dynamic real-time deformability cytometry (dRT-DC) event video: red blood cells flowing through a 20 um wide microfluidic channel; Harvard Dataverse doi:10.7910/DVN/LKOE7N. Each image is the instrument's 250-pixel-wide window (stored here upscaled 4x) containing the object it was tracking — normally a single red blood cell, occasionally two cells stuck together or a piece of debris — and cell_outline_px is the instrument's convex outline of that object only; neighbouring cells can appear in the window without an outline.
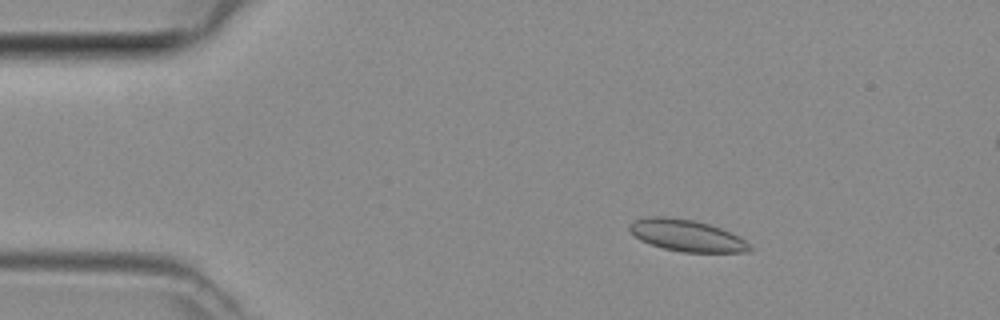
{"species": "common noctule bat (a hibernating species)", "species_latin": "Nyctalus noctula", "temperature_condition": "room temperature", "stored_images_in_passage": 48, "segment_of_instrument_passage": [1, 2], "camera_frame_rate_fps": 3000, "um_per_image_px": 0.085, "animal": {"sex": "female", "body_mass_g": 29.2, "forearm_length_mm": 56.3}, "frame": {"image": 1, "passage_image": 8, "time_ms": 2.333, "image_size_px": [1000, 320], "cell_outline_px": [[756, 248], [752, 252], [680, 252], [664, 248], [640, 240], [628, 228], [628, 224], [636, 220], [648, 216], [668, 216], [692, 220], [708, 224], [720, 228], [740, 236]], "centroid_in_image_um": [58.43, 20.02], "position_along_channel_um": 26.6, "area_um2": 22.31}}
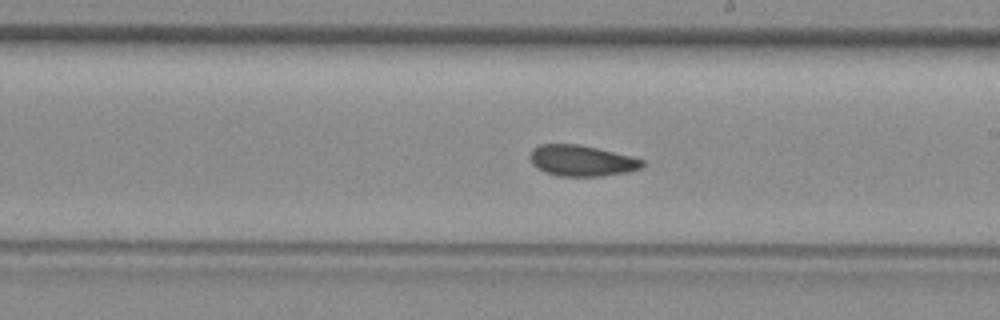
{"frame": {"image": 2, "passage_image": 27, "time_ms": 8.667, "image_size_px": [1000, 320], "cell_outline_px": [[644, 164], [640, 168], [628, 172], [600, 176], [556, 176], [544, 172], [532, 164], [532, 148], [540, 144], [580, 144], [632, 156], [644, 160]], "centroid_in_image_um": [49.45, 13.66], "position_along_channel_um": 239.5, "area_um2": 20.23}}
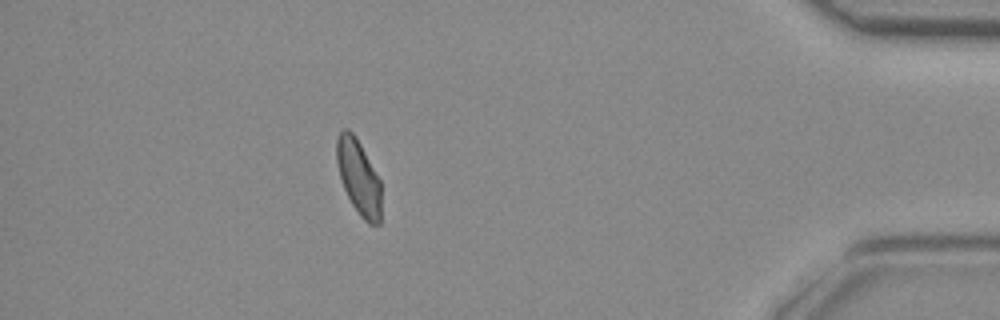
{"frame": {"image": 3, "passage_image": 42, "time_ms": 13.667, "image_size_px": [1000, 320], "cell_outline_px": [[380, 224], [368, 224], [360, 216], [352, 204], [344, 188], [340, 176], [336, 160], [336, 140], [340, 132], [344, 128], [348, 128], [356, 136], [380, 180]], "centroid_in_image_um": [30.47, 15.04], "position_along_channel_um": 404.7, "area_um2": 19.31}}